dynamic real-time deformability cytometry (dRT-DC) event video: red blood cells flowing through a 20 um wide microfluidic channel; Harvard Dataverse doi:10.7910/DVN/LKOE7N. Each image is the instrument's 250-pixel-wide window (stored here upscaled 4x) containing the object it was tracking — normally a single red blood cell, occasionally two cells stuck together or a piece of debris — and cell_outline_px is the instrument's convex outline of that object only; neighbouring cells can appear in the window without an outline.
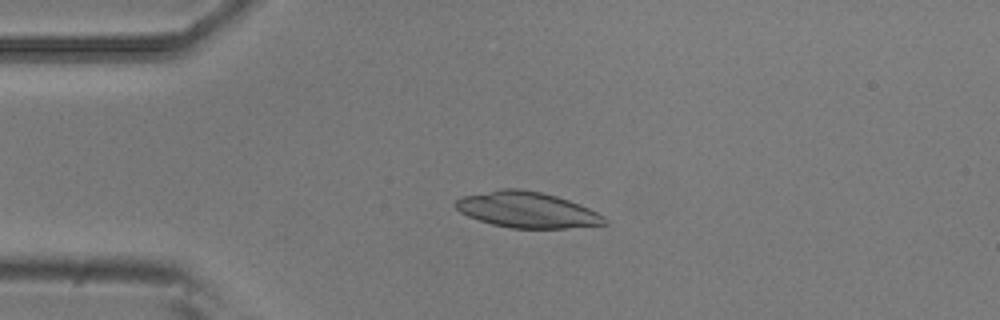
{"species": "common noctule bat (a hibernating species)", "species_latin": "Nyctalus noctula", "temperature_condition": "room temperature", "stored_images_in_passage": 9, "camera_frame_rate_fps": 3000, "um_per_image_px": 0.085, "animal": {"sex": "male", "body_mass_g": 20.5, "forearm_length_mm": 52.5}, "frame": {"image": 1, "passage_image": 4, "time_ms": 1.0, "image_size_px": [1000, 320], "cell_outline_px": [[608, 224], [568, 228], [512, 228], [492, 224], [468, 216], [460, 212], [452, 204], [460, 196], [500, 188], [520, 188], [540, 192], [556, 196], [580, 204], [604, 216], [608, 220]], "centroid_in_image_um": [44.77, 17.82], "position_along_channel_um": 40.2, "area_um2": 31.27}}
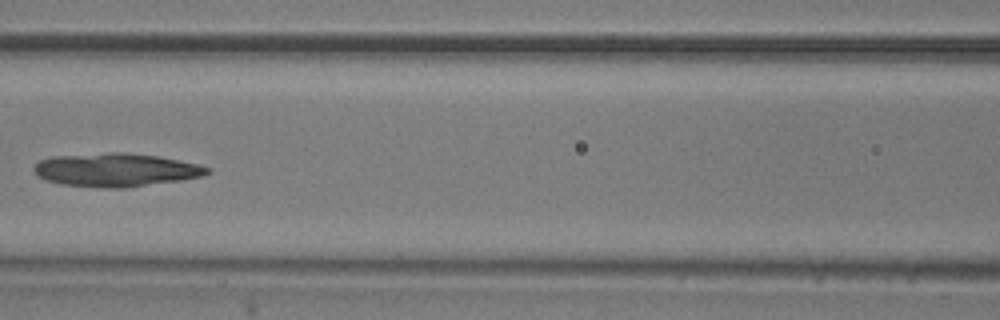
{"frame": {"image": 2, "passage_image": 7, "time_ms": 2.0, "image_size_px": [1000, 320], "cell_outline_px": [[212, 172], [204, 176], [180, 180], [124, 188], [100, 188], [60, 184], [48, 180], [40, 176], [32, 168], [40, 160], [52, 156], [112, 152], [124, 152], [156, 156], [200, 164], [212, 168]], "centroid_in_image_um": [9.89, 14.44], "position_along_channel_um": 156.7, "area_um2": 33.76}}
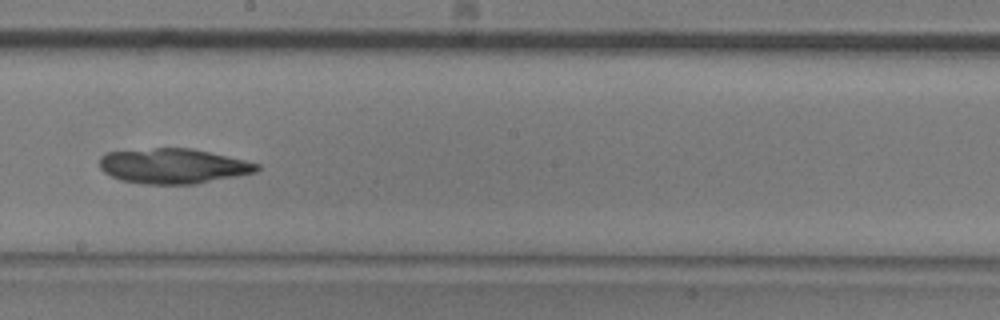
{"frame": {"image": 3, "passage_image": 9, "time_ms": 2.667, "image_size_px": [1000, 320], "cell_outline_px": [[260, 168], [256, 172], [196, 184], [144, 184], [120, 180], [104, 172], [100, 168], [100, 156], [108, 152], [152, 148], [192, 148], [244, 160], [260, 164]], "centroid_in_image_um": [14.71, 14.11], "position_along_channel_um": 233.5, "area_um2": 32.08}}